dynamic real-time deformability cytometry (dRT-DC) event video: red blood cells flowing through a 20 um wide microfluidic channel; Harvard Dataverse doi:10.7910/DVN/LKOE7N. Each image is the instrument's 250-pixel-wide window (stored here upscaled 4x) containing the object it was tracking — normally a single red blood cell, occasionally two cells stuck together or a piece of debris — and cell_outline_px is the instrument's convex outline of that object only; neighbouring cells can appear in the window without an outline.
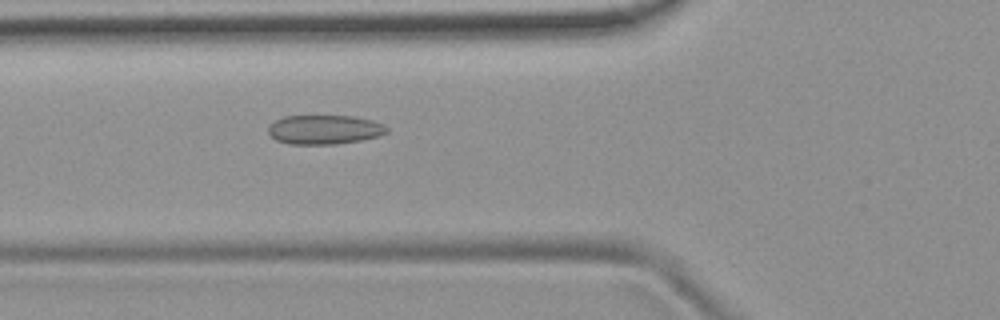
{"species": "common noctule bat (a hibernating species)", "species_latin": "Nyctalus noctula", "temperature_condition": "room temperature", "stored_images_in_passage": 54, "camera_frame_rate_fps": 3000, "um_per_image_px": 0.085, "animal": {"sex": "female", "body_mass_g": 19.9}, "frame": {"image": 1, "passage_image": 20, "time_ms": 6.333, "image_size_px": [1000, 320], "cell_outline_px": [[388, 132], [380, 136], [360, 140], [336, 144], [288, 144], [276, 140], [268, 132], [268, 128], [276, 120], [284, 116], [352, 116], [372, 120], [384, 124], [388, 128]], "centroid_in_image_um": [27.6, 11.02], "position_along_channel_um": 98.2, "area_um2": 20.17}}
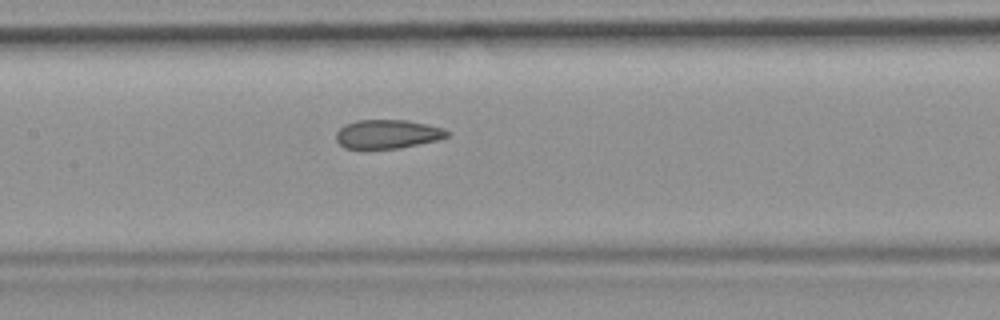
{"frame": {"image": 2, "passage_image": 26, "time_ms": 8.333, "image_size_px": [1000, 320], "cell_outline_px": [[448, 136], [436, 140], [396, 148], [344, 148], [336, 140], [336, 132], [344, 124], [356, 120], [408, 120], [428, 124], [444, 128], [448, 132]], "centroid_in_image_um": [32.91, 11.38], "position_along_channel_um": 174.5, "area_um2": 18.5}}
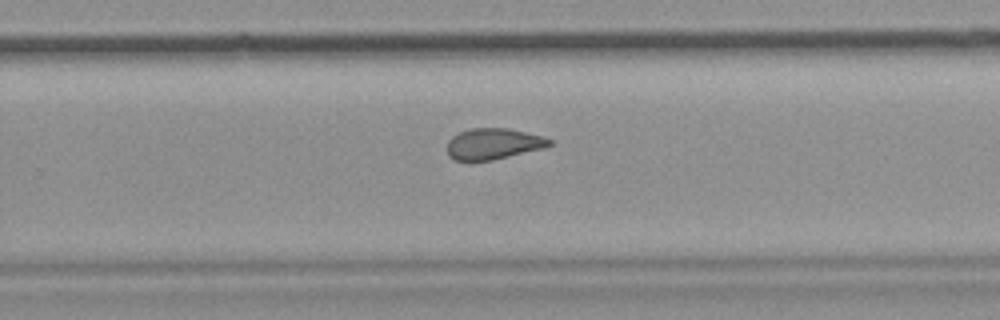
{"frame": {"image": 3, "passage_image": 35, "time_ms": 11.333, "image_size_px": [1000, 320], "cell_outline_px": [[552, 144], [544, 148], [492, 160], [468, 164], [452, 160], [448, 156], [448, 140], [452, 136], [460, 132], [472, 128], [508, 128], [544, 136], [552, 140]], "centroid_in_image_um": [41.88, 12.26], "position_along_channel_um": 287.9, "area_um2": 19.07}, "authors_computed_cell_mechanics": {"area_um2": 20.2011, "velocity_mm_per_s": 3.8014, "shape_relaxation_time_tau1_ms": null, "shape_relaxation_time_tau2_ms": 2.127, "deformation_change_tau1": null, "deformation_change_tau2": 0.0911}}